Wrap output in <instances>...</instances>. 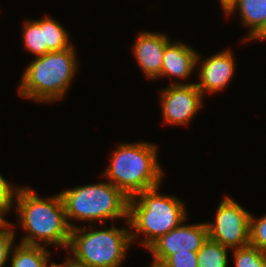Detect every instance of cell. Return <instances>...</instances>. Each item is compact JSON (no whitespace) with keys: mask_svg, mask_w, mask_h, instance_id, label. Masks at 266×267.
I'll return each instance as SVG.
<instances>
[{"mask_svg":"<svg viewBox=\"0 0 266 267\" xmlns=\"http://www.w3.org/2000/svg\"><path fill=\"white\" fill-rule=\"evenodd\" d=\"M14 202L20 228L27 232L20 243L44 247L54 245L67 251L71 228L60 194L43 199L30 187H19Z\"/></svg>","mask_w":266,"mask_h":267,"instance_id":"1","label":"cell"},{"mask_svg":"<svg viewBox=\"0 0 266 267\" xmlns=\"http://www.w3.org/2000/svg\"><path fill=\"white\" fill-rule=\"evenodd\" d=\"M103 173L128 198L161 185L164 176L157 147L150 142L119 143Z\"/></svg>","mask_w":266,"mask_h":267,"instance_id":"2","label":"cell"},{"mask_svg":"<svg viewBox=\"0 0 266 267\" xmlns=\"http://www.w3.org/2000/svg\"><path fill=\"white\" fill-rule=\"evenodd\" d=\"M160 187L129 198L127 225L130 227L131 241L136 242V238L140 237L138 235H144L146 237L139 241V245L145 248L187 220L188 212L183 201L172 195L160 194Z\"/></svg>","mask_w":266,"mask_h":267,"instance_id":"3","label":"cell"},{"mask_svg":"<svg viewBox=\"0 0 266 267\" xmlns=\"http://www.w3.org/2000/svg\"><path fill=\"white\" fill-rule=\"evenodd\" d=\"M76 56L72 46L35 57L21 76L18 94L37 103L62 100L78 70Z\"/></svg>","mask_w":266,"mask_h":267,"instance_id":"4","label":"cell"},{"mask_svg":"<svg viewBox=\"0 0 266 267\" xmlns=\"http://www.w3.org/2000/svg\"><path fill=\"white\" fill-rule=\"evenodd\" d=\"M67 222L71 229L76 225L71 220H82L104 225L106 220L128 221L129 198L110 182H99L69 188L59 192ZM69 220V221H68Z\"/></svg>","mask_w":266,"mask_h":267,"instance_id":"5","label":"cell"},{"mask_svg":"<svg viewBox=\"0 0 266 267\" xmlns=\"http://www.w3.org/2000/svg\"><path fill=\"white\" fill-rule=\"evenodd\" d=\"M96 230L76 226L71 229L70 242L67 251L73 263L82 267H120L131 247L130 229L126 227Z\"/></svg>","mask_w":266,"mask_h":267,"instance_id":"6","label":"cell"},{"mask_svg":"<svg viewBox=\"0 0 266 267\" xmlns=\"http://www.w3.org/2000/svg\"><path fill=\"white\" fill-rule=\"evenodd\" d=\"M215 216L214 222H206L209 239L231 250L249 245L251 212L231 197L225 196Z\"/></svg>","mask_w":266,"mask_h":267,"instance_id":"7","label":"cell"},{"mask_svg":"<svg viewBox=\"0 0 266 267\" xmlns=\"http://www.w3.org/2000/svg\"><path fill=\"white\" fill-rule=\"evenodd\" d=\"M160 97L163 121L168 125H188L204 103V96L196 84L184 81L167 86Z\"/></svg>","mask_w":266,"mask_h":267,"instance_id":"8","label":"cell"},{"mask_svg":"<svg viewBox=\"0 0 266 267\" xmlns=\"http://www.w3.org/2000/svg\"><path fill=\"white\" fill-rule=\"evenodd\" d=\"M172 229L165 235L160 236L147 249L153 257L152 263L160 265L170 254L178 251H198L208 239L207 224H184Z\"/></svg>","mask_w":266,"mask_h":267,"instance_id":"9","label":"cell"},{"mask_svg":"<svg viewBox=\"0 0 266 267\" xmlns=\"http://www.w3.org/2000/svg\"><path fill=\"white\" fill-rule=\"evenodd\" d=\"M201 54L197 56L196 66H199V83L196 87L205 94H216L227 88L235 72V56L231 50H222L201 61ZM201 64V65H200Z\"/></svg>","mask_w":266,"mask_h":267,"instance_id":"10","label":"cell"},{"mask_svg":"<svg viewBox=\"0 0 266 267\" xmlns=\"http://www.w3.org/2000/svg\"><path fill=\"white\" fill-rule=\"evenodd\" d=\"M169 42L168 36L163 33L139 32L132 52L147 78L153 80L160 78L163 54Z\"/></svg>","mask_w":266,"mask_h":267,"instance_id":"11","label":"cell"},{"mask_svg":"<svg viewBox=\"0 0 266 267\" xmlns=\"http://www.w3.org/2000/svg\"><path fill=\"white\" fill-rule=\"evenodd\" d=\"M198 53L184 42L170 41L163 54V62L161 67V77H176L180 79H188L196 69Z\"/></svg>","mask_w":266,"mask_h":267,"instance_id":"12","label":"cell"},{"mask_svg":"<svg viewBox=\"0 0 266 267\" xmlns=\"http://www.w3.org/2000/svg\"><path fill=\"white\" fill-rule=\"evenodd\" d=\"M238 10L242 25L249 27L247 37L242 42L254 39L266 27V0H231L222 11L231 15Z\"/></svg>","mask_w":266,"mask_h":267,"instance_id":"13","label":"cell"},{"mask_svg":"<svg viewBox=\"0 0 266 267\" xmlns=\"http://www.w3.org/2000/svg\"><path fill=\"white\" fill-rule=\"evenodd\" d=\"M10 253L11 267H54V262L48 263L50 251L43 246L19 243Z\"/></svg>","mask_w":266,"mask_h":267,"instance_id":"14","label":"cell"},{"mask_svg":"<svg viewBox=\"0 0 266 267\" xmlns=\"http://www.w3.org/2000/svg\"><path fill=\"white\" fill-rule=\"evenodd\" d=\"M23 46L27 51L35 54V57L42 56L50 51L47 49L44 37V18L39 20L25 21L22 30Z\"/></svg>","mask_w":266,"mask_h":267,"instance_id":"15","label":"cell"},{"mask_svg":"<svg viewBox=\"0 0 266 267\" xmlns=\"http://www.w3.org/2000/svg\"><path fill=\"white\" fill-rule=\"evenodd\" d=\"M229 248L207 239L197 251L198 267H227Z\"/></svg>","mask_w":266,"mask_h":267,"instance_id":"16","label":"cell"},{"mask_svg":"<svg viewBox=\"0 0 266 267\" xmlns=\"http://www.w3.org/2000/svg\"><path fill=\"white\" fill-rule=\"evenodd\" d=\"M45 16L44 37L47 49L53 52L71 48L73 44L70 42L68 31L58 21L47 15Z\"/></svg>","mask_w":266,"mask_h":267,"instance_id":"17","label":"cell"},{"mask_svg":"<svg viewBox=\"0 0 266 267\" xmlns=\"http://www.w3.org/2000/svg\"><path fill=\"white\" fill-rule=\"evenodd\" d=\"M235 267H266V252L251 245L232 249Z\"/></svg>","mask_w":266,"mask_h":267,"instance_id":"18","label":"cell"},{"mask_svg":"<svg viewBox=\"0 0 266 267\" xmlns=\"http://www.w3.org/2000/svg\"><path fill=\"white\" fill-rule=\"evenodd\" d=\"M249 245L266 252V214L260 219L251 214Z\"/></svg>","mask_w":266,"mask_h":267,"instance_id":"19","label":"cell"},{"mask_svg":"<svg viewBox=\"0 0 266 267\" xmlns=\"http://www.w3.org/2000/svg\"><path fill=\"white\" fill-rule=\"evenodd\" d=\"M160 265L162 267H198L197 251H178L170 254Z\"/></svg>","mask_w":266,"mask_h":267,"instance_id":"20","label":"cell"},{"mask_svg":"<svg viewBox=\"0 0 266 267\" xmlns=\"http://www.w3.org/2000/svg\"><path fill=\"white\" fill-rule=\"evenodd\" d=\"M15 231L0 232V267H6L7 260L15 242Z\"/></svg>","mask_w":266,"mask_h":267,"instance_id":"21","label":"cell"},{"mask_svg":"<svg viewBox=\"0 0 266 267\" xmlns=\"http://www.w3.org/2000/svg\"><path fill=\"white\" fill-rule=\"evenodd\" d=\"M19 187H14L0 174V203H15V195Z\"/></svg>","mask_w":266,"mask_h":267,"instance_id":"22","label":"cell"},{"mask_svg":"<svg viewBox=\"0 0 266 267\" xmlns=\"http://www.w3.org/2000/svg\"><path fill=\"white\" fill-rule=\"evenodd\" d=\"M14 203H0V232L14 231L12 223L4 219L5 214L10 212ZM12 227V228H11Z\"/></svg>","mask_w":266,"mask_h":267,"instance_id":"23","label":"cell"},{"mask_svg":"<svg viewBox=\"0 0 266 267\" xmlns=\"http://www.w3.org/2000/svg\"><path fill=\"white\" fill-rule=\"evenodd\" d=\"M54 267H82V266H79L75 263H73L71 260H69L68 258L65 260V262L63 261L62 264H57V263H54Z\"/></svg>","mask_w":266,"mask_h":267,"instance_id":"24","label":"cell"},{"mask_svg":"<svg viewBox=\"0 0 266 267\" xmlns=\"http://www.w3.org/2000/svg\"><path fill=\"white\" fill-rule=\"evenodd\" d=\"M254 40H266V27L263 29V31L254 39Z\"/></svg>","mask_w":266,"mask_h":267,"instance_id":"25","label":"cell"},{"mask_svg":"<svg viewBox=\"0 0 266 267\" xmlns=\"http://www.w3.org/2000/svg\"><path fill=\"white\" fill-rule=\"evenodd\" d=\"M222 9L231 1V0H219Z\"/></svg>","mask_w":266,"mask_h":267,"instance_id":"26","label":"cell"},{"mask_svg":"<svg viewBox=\"0 0 266 267\" xmlns=\"http://www.w3.org/2000/svg\"><path fill=\"white\" fill-rule=\"evenodd\" d=\"M149 267H162L161 265H157V264H151V265H149Z\"/></svg>","mask_w":266,"mask_h":267,"instance_id":"27","label":"cell"}]
</instances>
